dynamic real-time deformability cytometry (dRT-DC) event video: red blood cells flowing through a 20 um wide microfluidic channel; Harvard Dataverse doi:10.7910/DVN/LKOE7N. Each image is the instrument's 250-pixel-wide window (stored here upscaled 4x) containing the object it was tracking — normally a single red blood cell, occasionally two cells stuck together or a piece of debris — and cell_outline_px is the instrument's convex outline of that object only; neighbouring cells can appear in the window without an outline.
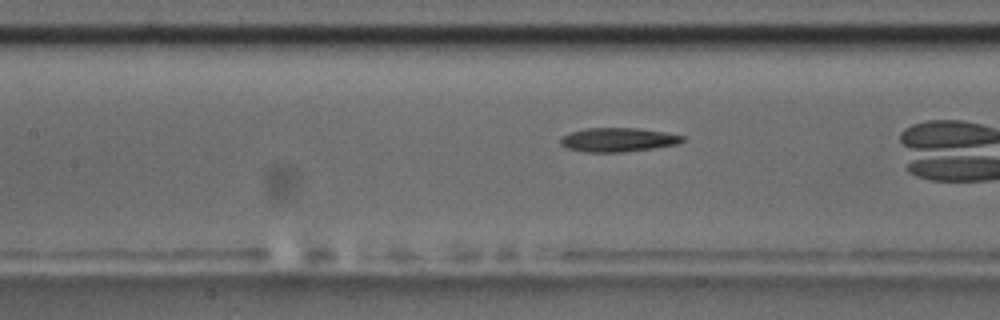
{"species": "common noctule bat (a hibernating species)", "species_latin": "Nyctalus noctula", "temperature_condition": "room temperature", "stored_images_in_passage": 41, "camera_frame_rate_fps": 3000, "um_per_image_px": 0.085, "animal": {"sex": "male", "body_mass_g": 17.5, "forearm_length_mm": 52.3}, "frame": {"image": 1, "passage_image": 23, "time_ms": 7.333, "image_size_px": [1000, 320], "cell_outline_px": [[684, 140], [680, 144], [652, 148], [620, 152], [584, 152], [564, 148], [560, 144], [560, 140], [568, 132], [584, 128], [636, 128], [664, 132], [684, 136]], "centroid_in_image_um": [52.49, 11.88], "position_along_channel_um": 154.9, "area_um2": 17.11}}